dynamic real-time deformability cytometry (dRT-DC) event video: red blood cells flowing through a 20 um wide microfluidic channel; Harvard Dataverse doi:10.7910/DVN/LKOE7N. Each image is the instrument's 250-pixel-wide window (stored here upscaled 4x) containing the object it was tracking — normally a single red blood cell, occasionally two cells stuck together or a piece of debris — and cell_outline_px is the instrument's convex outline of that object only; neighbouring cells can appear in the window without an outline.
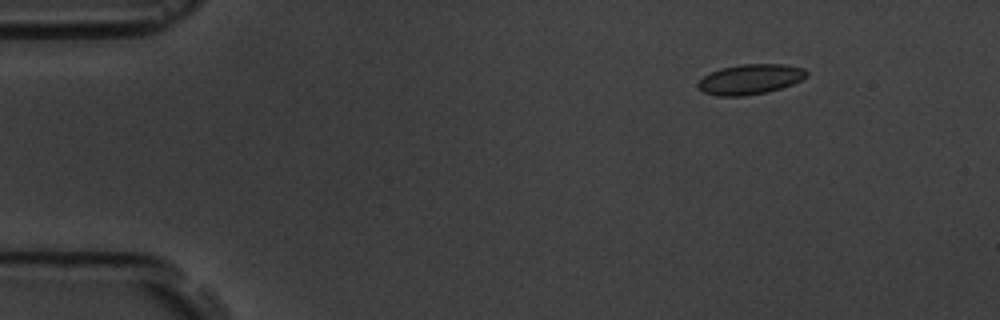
{"species": "common noctule bat (a hibernating species)", "species_latin": "Nyctalus noctula", "temperature_condition": "room temperature", "stored_images_in_passage": 7, "camera_frame_rate_fps": 3000, "um_per_image_px": 0.085, "animal": {"sex": "male", "body_mass_g": 19.5, "forearm_length_mm": 54.6}, "frame": {"image": 1, "passage_image": 2, "time_ms": 1.0, "image_size_px": [1000, 320], "cell_outline_px": [[808, 76], [792, 84], [768, 92], [744, 96], [716, 96], [704, 92], [696, 84], [704, 76], [720, 68], [740, 64], [784, 64], [804, 68], [808, 72]], "centroid_in_image_um": [63.78, 6.73], "position_along_channel_um": 21.2, "area_um2": 19.07}}
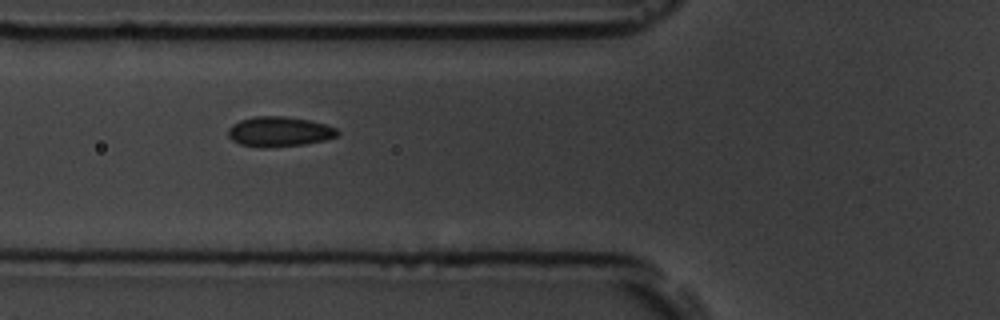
{"frame": {"image": 2, "passage_image": 6, "time_ms": 5.667, "image_size_px": [1000, 320], "cell_outline_px": [[340, 132], [336, 136], [324, 140], [304, 144], [264, 148], [260, 148], [240, 144], [232, 140], [228, 136], [228, 128], [232, 124], [240, 120], [256, 116], [284, 116], [308, 120], [324, 124], [336, 128]], "centroid_in_image_um": [23.7, 11.19], "position_along_channel_um": 102.1, "area_um2": 19.07}}
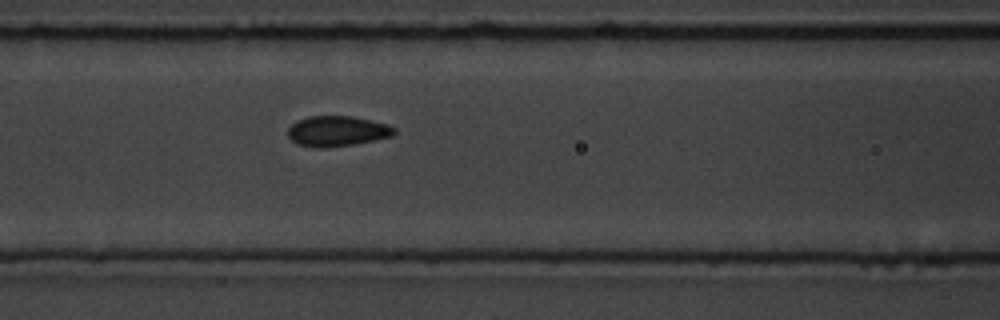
{"frame": {"image": 3, "passage_image": 7, "time_ms": 6.667, "image_size_px": [1000, 320], "cell_outline_px": [[396, 132], [392, 136], [376, 140], [352, 144], [324, 148], [316, 148], [296, 144], [288, 136], [288, 128], [296, 120], [308, 116], [352, 116], [372, 120], [388, 124], [396, 128]], "centroid_in_image_um": [28.66, 11.14], "position_along_channel_um": 137.9, "area_um2": 19.02}}